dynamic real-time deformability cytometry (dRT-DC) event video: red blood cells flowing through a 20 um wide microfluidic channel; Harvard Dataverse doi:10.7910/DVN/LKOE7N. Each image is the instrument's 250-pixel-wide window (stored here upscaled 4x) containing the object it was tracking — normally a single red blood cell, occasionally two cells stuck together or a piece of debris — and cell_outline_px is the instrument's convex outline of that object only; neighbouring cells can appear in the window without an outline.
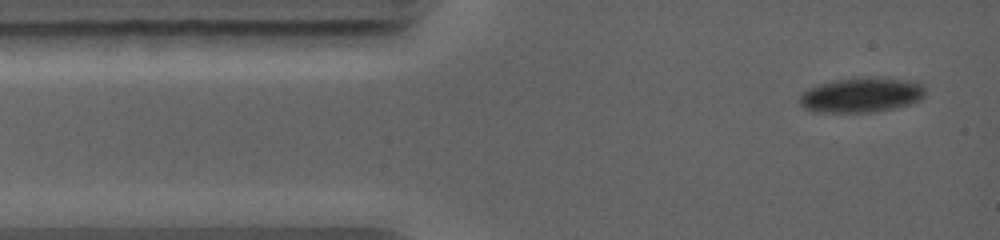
{"species": "common noctule bat (a hibernating species)", "species_latin": "Nyctalus noctula", "temperature_condition": "warm", "stored_images_in_passage": 15, "camera_frame_rate_fps": 5000, "um_per_image_px": 0.085, "animal": {"sex": "female", "body_mass_g": 19.0, "forearm_length_mm": 56.7}, "frame": {"image": 1, "passage_image": 1, "time_ms": 0.0, "image_size_px": [1000, 240], "cell_outline_px": [[924, 96], [920, 100], [908, 104], [892, 108], [868, 112], [816, 112], [804, 108], [796, 100], [808, 88], [816, 84], [836, 80], [876, 76], [916, 80], [924, 88]], "centroid_in_image_um": [73.2, 8.05], "position_along_channel_um": 11.8, "area_um2": 25.72}}
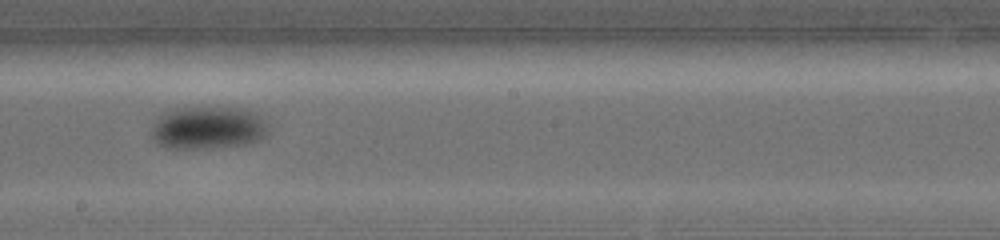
{"frame": {"image": 2, "passage_image": 8, "time_ms": 6.2, "image_size_px": [1000, 240], "cell_outline_px": [[268, 132], [264, 136], [256, 140], [244, 144], [196, 148], [168, 148], [152, 140], [152, 128], [160, 116], [172, 108], [244, 108], [256, 112], [264, 124]], "centroid_in_image_um": [17.64, 10.85], "position_along_channel_um": 230.6, "area_um2": 28.38}}
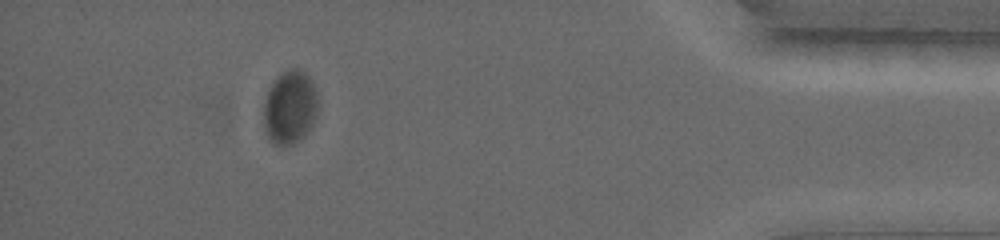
{"frame": {"image": 3, "passage_image": 14, "time_ms": 11.6, "image_size_px": [1000, 240], "cell_outline_px": [[320, 104], [316, 116], [308, 132], [296, 144], [284, 148], [272, 144], [264, 128], [264, 104], [268, 88], [288, 68], [300, 68], [312, 80], [316, 88]], "centroid_in_image_um": [24.68, 9.16], "position_along_channel_um": 410.5, "area_um2": 23.93}}